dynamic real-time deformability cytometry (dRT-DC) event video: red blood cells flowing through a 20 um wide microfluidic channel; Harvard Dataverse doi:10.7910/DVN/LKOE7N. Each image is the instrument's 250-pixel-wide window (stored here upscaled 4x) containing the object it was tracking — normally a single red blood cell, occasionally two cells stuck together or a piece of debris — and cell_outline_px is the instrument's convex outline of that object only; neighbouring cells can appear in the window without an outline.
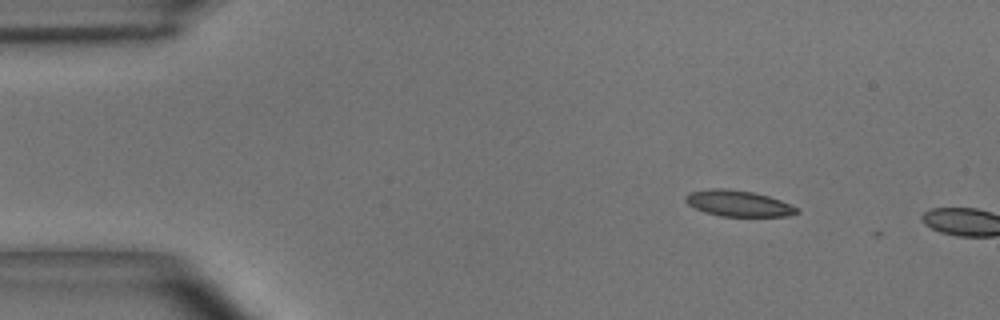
{"species": "common noctule bat (a hibernating species)", "species_latin": "Nyctalus noctula", "temperature_condition": "room temperature", "stored_images_in_passage": 3, "camera_frame_rate_fps": 3000, "um_per_image_px": 0.085, "animal": {"sex": "male", "body_mass_g": 15.6}, "frame": {"image": 1, "passage_image": 1, "time_ms": 0.0, "image_size_px": [1000, 320], "cell_outline_px": [[800, 212], [788, 216], [720, 216], [704, 212], [688, 204], [684, 200], [688, 192], [708, 188], [724, 188], [752, 192], [768, 196], [780, 200], [800, 208]], "centroid_in_image_um": [62.75, 17.29], "position_along_channel_um": 22.2, "area_um2": 16.94}}